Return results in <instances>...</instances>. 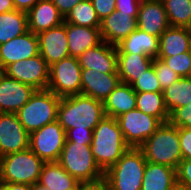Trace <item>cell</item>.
Returning a JSON list of instances; mask_svg holds the SVG:
<instances>
[{
    "mask_svg": "<svg viewBox=\"0 0 191 190\" xmlns=\"http://www.w3.org/2000/svg\"><path fill=\"white\" fill-rule=\"evenodd\" d=\"M105 116L103 102L77 94L61 97L57 121L66 132L94 129Z\"/></svg>",
    "mask_w": 191,
    "mask_h": 190,
    "instance_id": "1",
    "label": "cell"
},
{
    "mask_svg": "<svg viewBox=\"0 0 191 190\" xmlns=\"http://www.w3.org/2000/svg\"><path fill=\"white\" fill-rule=\"evenodd\" d=\"M38 183L50 190H73L80 182L58 162H45Z\"/></svg>",
    "mask_w": 191,
    "mask_h": 190,
    "instance_id": "26",
    "label": "cell"
},
{
    "mask_svg": "<svg viewBox=\"0 0 191 190\" xmlns=\"http://www.w3.org/2000/svg\"><path fill=\"white\" fill-rule=\"evenodd\" d=\"M68 49L71 57L78 58L87 49L101 41L100 29L66 23Z\"/></svg>",
    "mask_w": 191,
    "mask_h": 190,
    "instance_id": "22",
    "label": "cell"
},
{
    "mask_svg": "<svg viewBox=\"0 0 191 190\" xmlns=\"http://www.w3.org/2000/svg\"><path fill=\"white\" fill-rule=\"evenodd\" d=\"M94 6L97 15L101 20L108 17L113 11L116 10V0H90Z\"/></svg>",
    "mask_w": 191,
    "mask_h": 190,
    "instance_id": "39",
    "label": "cell"
},
{
    "mask_svg": "<svg viewBox=\"0 0 191 190\" xmlns=\"http://www.w3.org/2000/svg\"><path fill=\"white\" fill-rule=\"evenodd\" d=\"M28 30L35 34L57 27L64 17L51 0H39L28 12Z\"/></svg>",
    "mask_w": 191,
    "mask_h": 190,
    "instance_id": "20",
    "label": "cell"
},
{
    "mask_svg": "<svg viewBox=\"0 0 191 190\" xmlns=\"http://www.w3.org/2000/svg\"><path fill=\"white\" fill-rule=\"evenodd\" d=\"M169 190H189V189L181 184L175 183Z\"/></svg>",
    "mask_w": 191,
    "mask_h": 190,
    "instance_id": "47",
    "label": "cell"
},
{
    "mask_svg": "<svg viewBox=\"0 0 191 190\" xmlns=\"http://www.w3.org/2000/svg\"><path fill=\"white\" fill-rule=\"evenodd\" d=\"M65 130L56 120L30 133L29 148L44 162H57L65 144Z\"/></svg>",
    "mask_w": 191,
    "mask_h": 190,
    "instance_id": "10",
    "label": "cell"
},
{
    "mask_svg": "<svg viewBox=\"0 0 191 190\" xmlns=\"http://www.w3.org/2000/svg\"><path fill=\"white\" fill-rule=\"evenodd\" d=\"M131 87L135 92H163L153 65L142 73V75L131 84Z\"/></svg>",
    "mask_w": 191,
    "mask_h": 190,
    "instance_id": "33",
    "label": "cell"
},
{
    "mask_svg": "<svg viewBox=\"0 0 191 190\" xmlns=\"http://www.w3.org/2000/svg\"><path fill=\"white\" fill-rule=\"evenodd\" d=\"M29 138L16 113H0V158L28 149Z\"/></svg>",
    "mask_w": 191,
    "mask_h": 190,
    "instance_id": "12",
    "label": "cell"
},
{
    "mask_svg": "<svg viewBox=\"0 0 191 190\" xmlns=\"http://www.w3.org/2000/svg\"><path fill=\"white\" fill-rule=\"evenodd\" d=\"M137 28V19L131 16V13H120L115 10L101 20L99 29L102 41L116 46Z\"/></svg>",
    "mask_w": 191,
    "mask_h": 190,
    "instance_id": "18",
    "label": "cell"
},
{
    "mask_svg": "<svg viewBox=\"0 0 191 190\" xmlns=\"http://www.w3.org/2000/svg\"><path fill=\"white\" fill-rule=\"evenodd\" d=\"M58 8L59 13L65 18L71 9L82 0H51Z\"/></svg>",
    "mask_w": 191,
    "mask_h": 190,
    "instance_id": "43",
    "label": "cell"
},
{
    "mask_svg": "<svg viewBox=\"0 0 191 190\" xmlns=\"http://www.w3.org/2000/svg\"><path fill=\"white\" fill-rule=\"evenodd\" d=\"M136 108L150 116L158 118L162 123L169 120L163 92H136Z\"/></svg>",
    "mask_w": 191,
    "mask_h": 190,
    "instance_id": "30",
    "label": "cell"
},
{
    "mask_svg": "<svg viewBox=\"0 0 191 190\" xmlns=\"http://www.w3.org/2000/svg\"><path fill=\"white\" fill-rule=\"evenodd\" d=\"M39 54L37 34L27 31L0 45V68L19 60H25Z\"/></svg>",
    "mask_w": 191,
    "mask_h": 190,
    "instance_id": "15",
    "label": "cell"
},
{
    "mask_svg": "<svg viewBox=\"0 0 191 190\" xmlns=\"http://www.w3.org/2000/svg\"><path fill=\"white\" fill-rule=\"evenodd\" d=\"M116 48L117 53L146 54L151 58H157L159 51V37L137 28L117 44Z\"/></svg>",
    "mask_w": 191,
    "mask_h": 190,
    "instance_id": "24",
    "label": "cell"
},
{
    "mask_svg": "<svg viewBox=\"0 0 191 190\" xmlns=\"http://www.w3.org/2000/svg\"><path fill=\"white\" fill-rule=\"evenodd\" d=\"M103 103L105 115L117 118L136 108V92L131 85L120 82Z\"/></svg>",
    "mask_w": 191,
    "mask_h": 190,
    "instance_id": "25",
    "label": "cell"
},
{
    "mask_svg": "<svg viewBox=\"0 0 191 190\" xmlns=\"http://www.w3.org/2000/svg\"><path fill=\"white\" fill-rule=\"evenodd\" d=\"M32 186L22 183H0V190H31Z\"/></svg>",
    "mask_w": 191,
    "mask_h": 190,
    "instance_id": "45",
    "label": "cell"
},
{
    "mask_svg": "<svg viewBox=\"0 0 191 190\" xmlns=\"http://www.w3.org/2000/svg\"><path fill=\"white\" fill-rule=\"evenodd\" d=\"M82 68L78 58L67 57L50 65L48 90L59 97L80 94Z\"/></svg>",
    "mask_w": 191,
    "mask_h": 190,
    "instance_id": "8",
    "label": "cell"
},
{
    "mask_svg": "<svg viewBox=\"0 0 191 190\" xmlns=\"http://www.w3.org/2000/svg\"><path fill=\"white\" fill-rule=\"evenodd\" d=\"M37 37L39 54L49 66L70 56L65 21L57 27L38 33Z\"/></svg>",
    "mask_w": 191,
    "mask_h": 190,
    "instance_id": "13",
    "label": "cell"
},
{
    "mask_svg": "<svg viewBox=\"0 0 191 190\" xmlns=\"http://www.w3.org/2000/svg\"><path fill=\"white\" fill-rule=\"evenodd\" d=\"M39 0H13L16 10L28 12Z\"/></svg>",
    "mask_w": 191,
    "mask_h": 190,
    "instance_id": "44",
    "label": "cell"
},
{
    "mask_svg": "<svg viewBox=\"0 0 191 190\" xmlns=\"http://www.w3.org/2000/svg\"><path fill=\"white\" fill-rule=\"evenodd\" d=\"M153 66L162 90L168 88L177 79L181 78L179 74L158 58H154Z\"/></svg>",
    "mask_w": 191,
    "mask_h": 190,
    "instance_id": "35",
    "label": "cell"
},
{
    "mask_svg": "<svg viewBox=\"0 0 191 190\" xmlns=\"http://www.w3.org/2000/svg\"><path fill=\"white\" fill-rule=\"evenodd\" d=\"M120 82L118 73H103L94 69H82L80 94L104 102Z\"/></svg>",
    "mask_w": 191,
    "mask_h": 190,
    "instance_id": "16",
    "label": "cell"
},
{
    "mask_svg": "<svg viewBox=\"0 0 191 190\" xmlns=\"http://www.w3.org/2000/svg\"><path fill=\"white\" fill-rule=\"evenodd\" d=\"M147 161L139 148L130 147L105 173L111 190H141Z\"/></svg>",
    "mask_w": 191,
    "mask_h": 190,
    "instance_id": "4",
    "label": "cell"
},
{
    "mask_svg": "<svg viewBox=\"0 0 191 190\" xmlns=\"http://www.w3.org/2000/svg\"><path fill=\"white\" fill-rule=\"evenodd\" d=\"M137 23L140 30L160 37L170 26L162 0H141Z\"/></svg>",
    "mask_w": 191,
    "mask_h": 190,
    "instance_id": "17",
    "label": "cell"
},
{
    "mask_svg": "<svg viewBox=\"0 0 191 190\" xmlns=\"http://www.w3.org/2000/svg\"><path fill=\"white\" fill-rule=\"evenodd\" d=\"M176 183L191 190V160L182 159L176 169Z\"/></svg>",
    "mask_w": 191,
    "mask_h": 190,
    "instance_id": "37",
    "label": "cell"
},
{
    "mask_svg": "<svg viewBox=\"0 0 191 190\" xmlns=\"http://www.w3.org/2000/svg\"><path fill=\"white\" fill-rule=\"evenodd\" d=\"M65 134V141H72L75 143H86V145H91L92 143L93 129L67 130Z\"/></svg>",
    "mask_w": 191,
    "mask_h": 190,
    "instance_id": "38",
    "label": "cell"
},
{
    "mask_svg": "<svg viewBox=\"0 0 191 190\" xmlns=\"http://www.w3.org/2000/svg\"><path fill=\"white\" fill-rule=\"evenodd\" d=\"M45 162L30 148L0 158V183H22L33 186L39 181Z\"/></svg>",
    "mask_w": 191,
    "mask_h": 190,
    "instance_id": "5",
    "label": "cell"
},
{
    "mask_svg": "<svg viewBox=\"0 0 191 190\" xmlns=\"http://www.w3.org/2000/svg\"><path fill=\"white\" fill-rule=\"evenodd\" d=\"M79 182L94 181L104 177V172L96 163L90 145L65 141L57 161Z\"/></svg>",
    "mask_w": 191,
    "mask_h": 190,
    "instance_id": "7",
    "label": "cell"
},
{
    "mask_svg": "<svg viewBox=\"0 0 191 190\" xmlns=\"http://www.w3.org/2000/svg\"><path fill=\"white\" fill-rule=\"evenodd\" d=\"M168 122L178 128H191V102L174 109L169 114Z\"/></svg>",
    "mask_w": 191,
    "mask_h": 190,
    "instance_id": "36",
    "label": "cell"
},
{
    "mask_svg": "<svg viewBox=\"0 0 191 190\" xmlns=\"http://www.w3.org/2000/svg\"><path fill=\"white\" fill-rule=\"evenodd\" d=\"M170 26H191V0H162Z\"/></svg>",
    "mask_w": 191,
    "mask_h": 190,
    "instance_id": "32",
    "label": "cell"
},
{
    "mask_svg": "<svg viewBox=\"0 0 191 190\" xmlns=\"http://www.w3.org/2000/svg\"><path fill=\"white\" fill-rule=\"evenodd\" d=\"M28 30L27 13L13 10L0 14V45L21 36Z\"/></svg>",
    "mask_w": 191,
    "mask_h": 190,
    "instance_id": "28",
    "label": "cell"
},
{
    "mask_svg": "<svg viewBox=\"0 0 191 190\" xmlns=\"http://www.w3.org/2000/svg\"><path fill=\"white\" fill-rule=\"evenodd\" d=\"M36 89L16 79L0 74V113H16L34 94Z\"/></svg>",
    "mask_w": 191,
    "mask_h": 190,
    "instance_id": "14",
    "label": "cell"
},
{
    "mask_svg": "<svg viewBox=\"0 0 191 190\" xmlns=\"http://www.w3.org/2000/svg\"><path fill=\"white\" fill-rule=\"evenodd\" d=\"M175 183L176 169L147 161L141 190H169Z\"/></svg>",
    "mask_w": 191,
    "mask_h": 190,
    "instance_id": "27",
    "label": "cell"
},
{
    "mask_svg": "<svg viewBox=\"0 0 191 190\" xmlns=\"http://www.w3.org/2000/svg\"><path fill=\"white\" fill-rule=\"evenodd\" d=\"M182 159L191 160V128H179Z\"/></svg>",
    "mask_w": 191,
    "mask_h": 190,
    "instance_id": "40",
    "label": "cell"
},
{
    "mask_svg": "<svg viewBox=\"0 0 191 190\" xmlns=\"http://www.w3.org/2000/svg\"><path fill=\"white\" fill-rule=\"evenodd\" d=\"M191 51V32L188 27L169 26L159 37L157 58Z\"/></svg>",
    "mask_w": 191,
    "mask_h": 190,
    "instance_id": "21",
    "label": "cell"
},
{
    "mask_svg": "<svg viewBox=\"0 0 191 190\" xmlns=\"http://www.w3.org/2000/svg\"><path fill=\"white\" fill-rule=\"evenodd\" d=\"M64 21L69 24L100 28V19L90 0H82L77 3L66 15Z\"/></svg>",
    "mask_w": 191,
    "mask_h": 190,
    "instance_id": "31",
    "label": "cell"
},
{
    "mask_svg": "<svg viewBox=\"0 0 191 190\" xmlns=\"http://www.w3.org/2000/svg\"><path fill=\"white\" fill-rule=\"evenodd\" d=\"M31 190H50L47 187L40 185L38 182L32 186Z\"/></svg>",
    "mask_w": 191,
    "mask_h": 190,
    "instance_id": "48",
    "label": "cell"
},
{
    "mask_svg": "<svg viewBox=\"0 0 191 190\" xmlns=\"http://www.w3.org/2000/svg\"><path fill=\"white\" fill-rule=\"evenodd\" d=\"M50 66L44 58L38 54L34 57L19 60L7 65L2 72L21 83L28 84L36 90L48 88Z\"/></svg>",
    "mask_w": 191,
    "mask_h": 190,
    "instance_id": "11",
    "label": "cell"
},
{
    "mask_svg": "<svg viewBox=\"0 0 191 190\" xmlns=\"http://www.w3.org/2000/svg\"><path fill=\"white\" fill-rule=\"evenodd\" d=\"M125 142L134 148L140 147L162 124V122L135 108L118 116Z\"/></svg>",
    "mask_w": 191,
    "mask_h": 190,
    "instance_id": "9",
    "label": "cell"
},
{
    "mask_svg": "<svg viewBox=\"0 0 191 190\" xmlns=\"http://www.w3.org/2000/svg\"><path fill=\"white\" fill-rule=\"evenodd\" d=\"M138 148L143 152L146 161L177 169L182 160L179 128L169 122L162 123Z\"/></svg>",
    "mask_w": 191,
    "mask_h": 190,
    "instance_id": "3",
    "label": "cell"
},
{
    "mask_svg": "<svg viewBox=\"0 0 191 190\" xmlns=\"http://www.w3.org/2000/svg\"><path fill=\"white\" fill-rule=\"evenodd\" d=\"M154 58L146 54L117 53V71L121 82L131 85L153 65Z\"/></svg>",
    "mask_w": 191,
    "mask_h": 190,
    "instance_id": "23",
    "label": "cell"
},
{
    "mask_svg": "<svg viewBox=\"0 0 191 190\" xmlns=\"http://www.w3.org/2000/svg\"><path fill=\"white\" fill-rule=\"evenodd\" d=\"M140 2L141 0H116V11L131 13V16L137 19Z\"/></svg>",
    "mask_w": 191,
    "mask_h": 190,
    "instance_id": "41",
    "label": "cell"
},
{
    "mask_svg": "<svg viewBox=\"0 0 191 190\" xmlns=\"http://www.w3.org/2000/svg\"><path fill=\"white\" fill-rule=\"evenodd\" d=\"M82 69H94L103 73H118L117 48L105 41L87 49L78 57Z\"/></svg>",
    "mask_w": 191,
    "mask_h": 190,
    "instance_id": "19",
    "label": "cell"
},
{
    "mask_svg": "<svg viewBox=\"0 0 191 190\" xmlns=\"http://www.w3.org/2000/svg\"><path fill=\"white\" fill-rule=\"evenodd\" d=\"M79 190H111L109 183L105 177L98 180L80 182Z\"/></svg>",
    "mask_w": 191,
    "mask_h": 190,
    "instance_id": "42",
    "label": "cell"
},
{
    "mask_svg": "<svg viewBox=\"0 0 191 190\" xmlns=\"http://www.w3.org/2000/svg\"><path fill=\"white\" fill-rule=\"evenodd\" d=\"M60 99L61 97L48 89L36 90L30 100L16 112V115L30 134L57 120Z\"/></svg>",
    "mask_w": 191,
    "mask_h": 190,
    "instance_id": "6",
    "label": "cell"
},
{
    "mask_svg": "<svg viewBox=\"0 0 191 190\" xmlns=\"http://www.w3.org/2000/svg\"><path fill=\"white\" fill-rule=\"evenodd\" d=\"M158 59L173 69L180 77L191 76V51Z\"/></svg>",
    "mask_w": 191,
    "mask_h": 190,
    "instance_id": "34",
    "label": "cell"
},
{
    "mask_svg": "<svg viewBox=\"0 0 191 190\" xmlns=\"http://www.w3.org/2000/svg\"><path fill=\"white\" fill-rule=\"evenodd\" d=\"M15 10L13 0H0V14Z\"/></svg>",
    "mask_w": 191,
    "mask_h": 190,
    "instance_id": "46",
    "label": "cell"
},
{
    "mask_svg": "<svg viewBox=\"0 0 191 190\" xmlns=\"http://www.w3.org/2000/svg\"><path fill=\"white\" fill-rule=\"evenodd\" d=\"M164 104L169 114L191 102V76L181 77L163 90Z\"/></svg>",
    "mask_w": 191,
    "mask_h": 190,
    "instance_id": "29",
    "label": "cell"
},
{
    "mask_svg": "<svg viewBox=\"0 0 191 190\" xmlns=\"http://www.w3.org/2000/svg\"><path fill=\"white\" fill-rule=\"evenodd\" d=\"M130 148L116 118L105 116L93 129L91 152L105 173Z\"/></svg>",
    "mask_w": 191,
    "mask_h": 190,
    "instance_id": "2",
    "label": "cell"
}]
</instances>
